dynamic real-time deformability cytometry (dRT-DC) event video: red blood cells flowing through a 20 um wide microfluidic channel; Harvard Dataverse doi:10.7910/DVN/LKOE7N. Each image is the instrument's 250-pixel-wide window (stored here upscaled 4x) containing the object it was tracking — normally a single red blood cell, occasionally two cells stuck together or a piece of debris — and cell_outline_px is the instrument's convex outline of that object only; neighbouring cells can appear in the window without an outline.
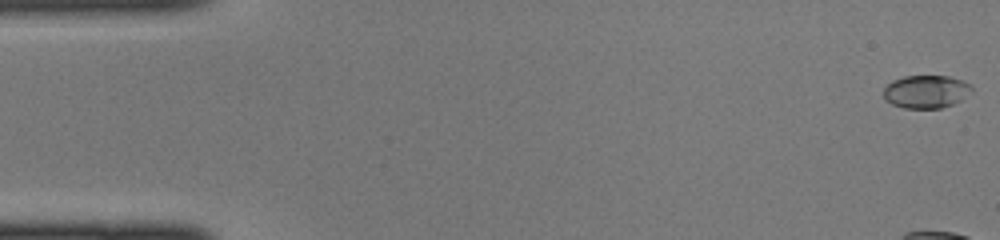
{"species": "common noctule bat (a hibernating species)", "species_latin": "Nyctalus noctula", "temperature_condition": "cold", "stored_images_in_passage": 9, "camera_frame_rate_fps": 3000, "um_per_image_px": 0.085, "animal": {"sex": "female", "body_mass_g": 22.0, "forearm_length_mm": 56.7}, "frame": {"image": 1, "passage_image": 1, "time_ms": 0.0, "image_size_px": [1000, 240], "cell_outline_px": [[972, 92], [960, 100], [952, 104], [940, 108], [904, 108], [892, 104], [884, 100], [884, 88], [892, 80], [904, 76], [948, 76], [964, 80], [972, 84]], "centroid_in_image_um": [78.73, 7.78], "position_along_channel_um": 6.3, "area_um2": 17.05}}